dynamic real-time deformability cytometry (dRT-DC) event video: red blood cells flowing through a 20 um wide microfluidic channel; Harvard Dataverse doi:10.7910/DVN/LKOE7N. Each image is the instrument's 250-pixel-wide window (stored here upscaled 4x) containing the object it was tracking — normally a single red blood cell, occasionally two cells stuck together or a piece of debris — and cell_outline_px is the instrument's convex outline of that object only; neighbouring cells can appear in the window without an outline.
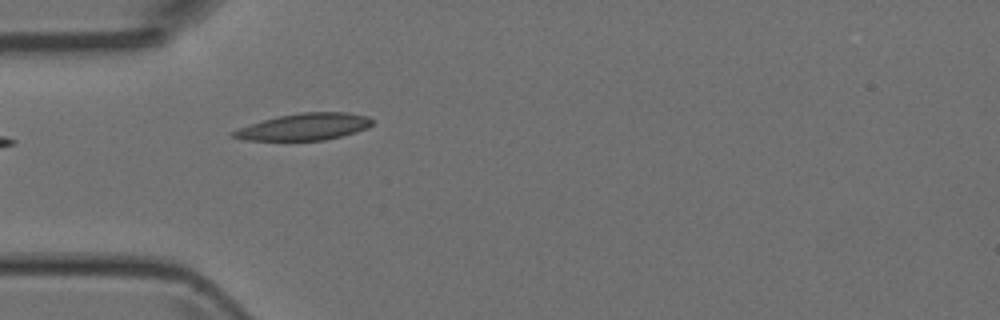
{"species": "Egyptian fruit bat (a non-hibernating species)", "species_latin": "Rousettus aegyptiacus", "temperature_condition": "room temperature", "stored_images_in_passage": 4, "camera_frame_rate_fps": 3000, "um_per_image_px": 0.085, "animal": {"sex": "female"}, "frame": {"image": 1, "passage_image": 4, "time_ms": 3.333, "image_size_px": [1000, 320], "cell_outline_px": [[372, 124], [368, 128], [356, 132], [324, 140], [244, 140], [232, 136], [228, 132], [264, 120], [280, 116], [300, 112], [348, 112], [368, 116], [372, 120]], "centroid_in_image_um": [25.89, 10.77], "position_along_channel_um": 59.1, "area_um2": 21.5}}